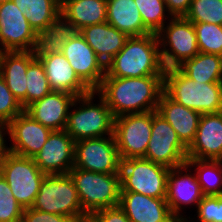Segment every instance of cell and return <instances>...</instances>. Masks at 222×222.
Instances as JSON below:
<instances>
[{
  "instance_id": "cell-1",
  "label": "cell",
  "mask_w": 222,
  "mask_h": 222,
  "mask_svg": "<svg viewBox=\"0 0 222 222\" xmlns=\"http://www.w3.org/2000/svg\"><path fill=\"white\" fill-rule=\"evenodd\" d=\"M164 88V76L104 77L95 90L114 118L155 111Z\"/></svg>"
},
{
  "instance_id": "cell-2",
  "label": "cell",
  "mask_w": 222,
  "mask_h": 222,
  "mask_svg": "<svg viewBox=\"0 0 222 222\" xmlns=\"http://www.w3.org/2000/svg\"><path fill=\"white\" fill-rule=\"evenodd\" d=\"M157 34L129 37L124 47L106 65L104 77L164 76Z\"/></svg>"
},
{
  "instance_id": "cell-3",
  "label": "cell",
  "mask_w": 222,
  "mask_h": 222,
  "mask_svg": "<svg viewBox=\"0 0 222 222\" xmlns=\"http://www.w3.org/2000/svg\"><path fill=\"white\" fill-rule=\"evenodd\" d=\"M163 91L174 101L200 114L222 112V82L201 83L178 68L165 69Z\"/></svg>"
},
{
  "instance_id": "cell-4",
  "label": "cell",
  "mask_w": 222,
  "mask_h": 222,
  "mask_svg": "<svg viewBox=\"0 0 222 222\" xmlns=\"http://www.w3.org/2000/svg\"><path fill=\"white\" fill-rule=\"evenodd\" d=\"M95 95L97 92L92 90L86 95L78 96L71 106L76 108L69 111L65 131L75 142L113 135L114 117L111 110L99 94V103L94 104Z\"/></svg>"
},
{
  "instance_id": "cell-5",
  "label": "cell",
  "mask_w": 222,
  "mask_h": 222,
  "mask_svg": "<svg viewBox=\"0 0 222 222\" xmlns=\"http://www.w3.org/2000/svg\"><path fill=\"white\" fill-rule=\"evenodd\" d=\"M68 174L75 184L82 210L88 216L119 205L120 173L105 174L73 167Z\"/></svg>"
},
{
  "instance_id": "cell-6",
  "label": "cell",
  "mask_w": 222,
  "mask_h": 222,
  "mask_svg": "<svg viewBox=\"0 0 222 222\" xmlns=\"http://www.w3.org/2000/svg\"><path fill=\"white\" fill-rule=\"evenodd\" d=\"M31 208L65 215L76 222L88 219V215L82 210L78 192L69 174L45 175Z\"/></svg>"
},
{
  "instance_id": "cell-7",
  "label": "cell",
  "mask_w": 222,
  "mask_h": 222,
  "mask_svg": "<svg viewBox=\"0 0 222 222\" xmlns=\"http://www.w3.org/2000/svg\"><path fill=\"white\" fill-rule=\"evenodd\" d=\"M169 170L143 157L121 160L120 191L166 199Z\"/></svg>"
},
{
  "instance_id": "cell-8",
  "label": "cell",
  "mask_w": 222,
  "mask_h": 222,
  "mask_svg": "<svg viewBox=\"0 0 222 222\" xmlns=\"http://www.w3.org/2000/svg\"><path fill=\"white\" fill-rule=\"evenodd\" d=\"M0 174L8 183L13 196L24 208H31L45 175L33 158L8 153L0 161Z\"/></svg>"
},
{
  "instance_id": "cell-9",
  "label": "cell",
  "mask_w": 222,
  "mask_h": 222,
  "mask_svg": "<svg viewBox=\"0 0 222 222\" xmlns=\"http://www.w3.org/2000/svg\"><path fill=\"white\" fill-rule=\"evenodd\" d=\"M157 33L165 69L177 68L200 51L194 25L185 17H171ZM169 46V48H168ZM167 47V48H166Z\"/></svg>"
},
{
  "instance_id": "cell-10",
  "label": "cell",
  "mask_w": 222,
  "mask_h": 222,
  "mask_svg": "<svg viewBox=\"0 0 222 222\" xmlns=\"http://www.w3.org/2000/svg\"><path fill=\"white\" fill-rule=\"evenodd\" d=\"M143 158L169 169L183 166L187 162V147L157 110L152 111L151 137Z\"/></svg>"
},
{
  "instance_id": "cell-11",
  "label": "cell",
  "mask_w": 222,
  "mask_h": 222,
  "mask_svg": "<svg viewBox=\"0 0 222 222\" xmlns=\"http://www.w3.org/2000/svg\"><path fill=\"white\" fill-rule=\"evenodd\" d=\"M152 129V111L114 118L113 135L121 160L144 157Z\"/></svg>"
},
{
  "instance_id": "cell-12",
  "label": "cell",
  "mask_w": 222,
  "mask_h": 222,
  "mask_svg": "<svg viewBox=\"0 0 222 222\" xmlns=\"http://www.w3.org/2000/svg\"><path fill=\"white\" fill-rule=\"evenodd\" d=\"M73 167L105 174L120 173L121 158L114 135L76 141Z\"/></svg>"
},
{
  "instance_id": "cell-13",
  "label": "cell",
  "mask_w": 222,
  "mask_h": 222,
  "mask_svg": "<svg viewBox=\"0 0 222 222\" xmlns=\"http://www.w3.org/2000/svg\"><path fill=\"white\" fill-rule=\"evenodd\" d=\"M37 33L12 0L0 1V52L32 51Z\"/></svg>"
},
{
  "instance_id": "cell-14",
  "label": "cell",
  "mask_w": 222,
  "mask_h": 222,
  "mask_svg": "<svg viewBox=\"0 0 222 222\" xmlns=\"http://www.w3.org/2000/svg\"><path fill=\"white\" fill-rule=\"evenodd\" d=\"M78 77L93 91L102 82L106 66L97 57L80 33L69 39L62 50Z\"/></svg>"
},
{
  "instance_id": "cell-15",
  "label": "cell",
  "mask_w": 222,
  "mask_h": 222,
  "mask_svg": "<svg viewBox=\"0 0 222 222\" xmlns=\"http://www.w3.org/2000/svg\"><path fill=\"white\" fill-rule=\"evenodd\" d=\"M75 141L65 131H52L33 159L46 175L68 174L74 166Z\"/></svg>"
},
{
  "instance_id": "cell-16",
  "label": "cell",
  "mask_w": 222,
  "mask_h": 222,
  "mask_svg": "<svg viewBox=\"0 0 222 222\" xmlns=\"http://www.w3.org/2000/svg\"><path fill=\"white\" fill-rule=\"evenodd\" d=\"M51 132L23 111L9 123L10 152L33 158L41 151Z\"/></svg>"
},
{
  "instance_id": "cell-17",
  "label": "cell",
  "mask_w": 222,
  "mask_h": 222,
  "mask_svg": "<svg viewBox=\"0 0 222 222\" xmlns=\"http://www.w3.org/2000/svg\"><path fill=\"white\" fill-rule=\"evenodd\" d=\"M191 168L186 163L183 166L171 168L168 173L167 187H166V202L168 203L170 212L173 216L183 218L180 215L182 205H196L205 196L202 192L201 186L199 185L197 176L195 174L191 175L188 170ZM187 172L182 175V172Z\"/></svg>"
},
{
  "instance_id": "cell-18",
  "label": "cell",
  "mask_w": 222,
  "mask_h": 222,
  "mask_svg": "<svg viewBox=\"0 0 222 222\" xmlns=\"http://www.w3.org/2000/svg\"><path fill=\"white\" fill-rule=\"evenodd\" d=\"M187 159L222 160V112L201 114Z\"/></svg>"
},
{
  "instance_id": "cell-19",
  "label": "cell",
  "mask_w": 222,
  "mask_h": 222,
  "mask_svg": "<svg viewBox=\"0 0 222 222\" xmlns=\"http://www.w3.org/2000/svg\"><path fill=\"white\" fill-rule=\"evenodd\" d=\"M75 99L76 96L70 93L52 91L32 102L24 111L52 131L65 130L69 109L71 110Z\"/></svg>"
},
{
  "instance_id": "cell-20",
  "label": "cell",
  "mask_w": 222,
  "mask_h": 222,
  "mask_svg": "<svg viewBox=\"0 0 222 222\" xmlns=\"http://www.w3.org/2000/svg\"><path fill=\"white\" fill-rule=\"evenodd\" d=\"M131 222H168L172 217L164 198L120 191L119 205Z\"/></svg>"
},
{
  "instance_id": "cell-21",
  "label": "cell",
  "mask_w": 222,
  "mask_h": 222,
  "mask_svg": "<svg viewBox=\"0 0 222 222\" xmlns=\"http://www.w3.org/2000/svg\"><path fill=\"white\" fill-rule=\"evenodd\" d=\"M38 59L44 66L50 88L53 91L67 92L76 97L92 91L78 77L62 53H53Z\"/></svg>"
},
{
  "instance_id": "cell-22",
  "label": "cell",
  "mask_w": 222,
  "mask_h": 222,
  "mask_svg": "<svg viewBox=\"0 0 222 222\" xmlns=\"http://www.w3.org/2000/svg\"><path fill=\"white\" fill-rule=\"evenodd\" d=\"M157 112L174 128L178 138L188 148L194 141L201 114L179 104L162 92Z\"/></svg>"
},
{
  "instance_id": "cell-23",
  "label": "cell",
  "mask_w": 222,
  "mask_h": 222,
  "mask_svg": "<svg viewBox=\"0 0 222 222\" xmlns=\"http://www.w3.org/2000/svg\"><path fill=\"white\" fill-rule=\"evenodd\" d=\"M35 59L32 51H1L0 75L22 107L26 108V73Z\"/></svg>"
},
{
  "instance_id": "cell-24",
  "label": "cell",
  "mask_w": 222,
  "mask_h": 222,
  "mask_svg": "<svg viewBox=\"0 0 222 222\" xmlns=\"http://www.w3.org/2000/svg\"><path fill=\"white\" fill-rule=\"evenodd\" d=\"M79 33L105 66L124 47L129 38L107 21L82 28Z\"/></svg>"
},
{
  "instance_id": "cell-25",
  "label": "cell",
  "mask_w": 222,
  "mask_h": 222,
  "mask_svg": "<svg viewBox=\"0 0 222 222\" xmlns=\"http://www.w3.org/2000/svg\"><path fill=\"white\" fill-rule=\"evenodd\" d=\"M107 22L129 37L151 32L144 26L134 0H107Z\"/></svg>"
},
{
  "instance_id": "cell-26",
  "label": "cell",
  "mask_w": 222,
  "mask_h": 222,
  "mask_svg": "<svg viewBox=\"0 0 222 222\" xmlns=\"http://www.w3.org/2000/svg\"><path fill=\"white\" fill-rule=\"evenodd\" d=\"M107 0H67L60 8L61 15L82 28L107 21Z\"/></svg>"
},
{
  "instance_id": "cell-27",
  "label": "cell",
  "mask_w": 222,
  "mask_h": 222,
  "mask_svg": "<svg viewBox=\"0 0 222 222\" xmlns=\"http://www.w3.org/2000/svg\"><path fill=\"white\" fill-rule=\"evenodd\" d=\"M79 30L60 15L51 25L38 33L32 50L36 59L53 53H62L65 43Z\"/></svg>"
},
{
  "instance_id": "cell-28",
  "label": "cell",
  "mask_w": 222,
  "mask_h": 222,
  "mask_svg": "<svg viewBox=\"0 0 222 222\" xmlns=\"http://www.w3.org/2000/svg\"><path fill=\"white\" fill-rule=\"evenodd\" d=\"M183 74L201 83L222 82V56L199 52L177 67Z\"/></svg>"
},
{
  "instance_id": "cell-29",
  "label": "cell",
  "mask_w": 222,
  "mask_h": 222,
  "mask_svg": "<svg viewBox=\"0 0 222 222\" xmlns=\"http://www.w3.org/2000/svg\"><path fill=\"white\" fill-rule=\"evenodd\" d=\"M38 34L51 25L60 15L58 0H12Z\"/></svg>"
},
{
  "instance_id": "cell-30",
  "label": "cell",
  "mask_w": 222,
  "mask_h": 222,
  "mask_svg": "<svg viewBox=\"0 0 222 222\" xmlns=\"http://www.w3.org/2000/svg\"><path fill=\"white\" fill-rule=\"evenodd\" d=\"M190 168L195 167L199 185L204 195H222V160L187 159Z\"/></svg>"
},
{
  "instance_id": "cell-31",
  "label": "cell",
  "mask_w": 222,
  "mask_h": 222,
  "mask_svg": "<svg viewBox=\"0 0 222 222\" xmlns=\"http://www.w3.org/2000/svg\"><path fill=\"white\" fill-rule=\"evenodd\" d=\"M26 107L32 102L43 98L53 90L50 88L45 69L39 59H34L27 68L26 73Z\"/></svg>"
},
{
  "instance_id": "cell-32",
  "label": "cell",
  "mask_w": 222,
  "mask_h": 222,
  "mask_svg": "<svg viewBox=\"0 0 222 222\" xmlns=\"http://www.w3.org/2000/svg\"><path fill=\"white\" fill-rule=\"evenodd\" d=\"M185 18L194 23L222 26V0H192Z\"/></svg>"
},
{
  "instance_id": "cell-33",
  "label": "cell",
  "mask_w": 222,
  "mask_h": 222,
  "mask_svg": "<svg viewBox=\"0 0 222 222\" xmlns=\"http://www.w3.org/2000/svg\"><path fill=\"white\" fill-rule=\"evenodd\" d=\"M199 51L222 56V26L213 23H194Z\"/></svg>"
},
{
  "instance_id": "cell-34",
  "label": "cell",
  "mask_w": 222,
  "mask_h": 222,
  "mask_svg": "<svg viewBox=\"0 0 222 222\" xmlns=\"http://www.w3.org/2000/svg\"><path fill=\"white\" fill-rule=\"evenodd\" d=\"M141 14L144 26L154 34H157L166 21L167 7L164 0H134ZM166 11V12H165Z\"/></svg>"
},
{
  "instance_id": "cell-35",
  "label": "cell",
  "mask_w": 222,
  "mask_h": 222,
  "mask_svg": "<svg viewBox=\"0 0 222 222\" xmlns=\"http://www.w3.org/2000/svg\"><path fill=\"white\" fill-rule=\"evenodd\" d=\"M24 208L18 203L13 193L0 174V222H21Z\"/></svg>"
},
{
  "instance_id": "cell-36",
  "label": "cell",
  "mask_w": 222,
  "mask_h": 222,
  "mask_svg": "<svg viewBox=\"0 0 222 222\" xmlns=\"http://www.w3.org/2000/svg\"><path fill=\"white\" fill-rule=\"evenodd\" d=\"M23 111L24 108L14 97L5 80L0 75V120L10 123Z\"/></svg>"
},
{
  "instance_id": "cell-37",
  "label": "cell",
  "mask_w": 222,
  "mask_h": 222,
  "mask_svg": "<svg viewBox=\"0 0 222 222\" xmlns=\"http://www.w3.org/2000/svg\"><path fill=\"white\" fill-rule=\"evenodd\" d=\"M196 208L197 221L222 222V195H205Z\"/></svg>"
},
{
  "instance_id": "cell-38",
  "label": "cell",
  "mask_w": 222,
  "mask_h": 222,
  "mask_svg": "<svg viewBox=\"0 0 222 222\" xmlns=\"http://www.w3.org/2000/svg\"><path fill=\"white\" fill-rule=\"evenodd\" d=\"M21 222H76L73 218L39 211L33 208H26L23 211Z\"/></svg>"
},
{
  "instance_id": "cell-39",
  "label": "cell",
  "mask_w": 222,
  "mask_h": 222,
  "mask_svg": "<svg viewBox=\"0 0 222 222\" xmlns=\"http://www.w3.org/2000/svg\"><path fill=\"white\" fill-rule=\"evenodd\" d=\"M89 222H131L119 207H109L93 212L88 216Z\"/></svg>"
},
{
  "instance_id": "cell-40",
  "label": "cell",
  "mask_w": 222,
  "mask_h": 222,
  "mask_svg": "<svg viewBox=\"0 0 222 222\" xmlns=\"http://www.w3.org/2000/svg\"><path fill=\"white\" fill-rule=\"evenodd\" d=\"M167 7V15L171 17H185L192 0H164Z\"/></svg>"
},
{
  "instance_id": "cell-41",
  "label": "cell",
  "mask_w": 222,
  "mask_h": 222,
  "mask_svg": "<svg viewBox=\"0 0 222 222\" xmlns=\"http://www.w3.org/2000/svg\"><path fill=\"white\" fill-rule=\"evenodd\" d=\"M5 131V132H4ZM4 132V133H3ZM9 134V122L0 120V161L5 157L6 154L10 153V147L6 146V140L4 135Z\"/></svg>"
},
{
  "instance_id": "cell-42",
  "label": "cell",
  "mask_w": 222,
  "mask_h": 222,
  "mask_svg": "<svg viewBox=\"0 0 222 222\" xmlns=\"http://www.w3.org/2000/svg\"><path fill=\"white\" fill-rule=\"evenodd\" d=\"M168 222H185V220L179 217L173 216Z\"/></svg>"
},
{
  "instance_id": "cell-43",
  "label": "cell",
  "mask_w": 222,
  "mask_h": 222,
  "mask_svg": "<svg viewBox=\"0 0 222 222\" xmlns=\"http://www.w3.org/2000/svg\"><path fill=\"white\" fill-rule=\"evenodd\" d=\"M65 1H67V0H58L60 6H61Z\"/></svg>"
}]
</instances>
